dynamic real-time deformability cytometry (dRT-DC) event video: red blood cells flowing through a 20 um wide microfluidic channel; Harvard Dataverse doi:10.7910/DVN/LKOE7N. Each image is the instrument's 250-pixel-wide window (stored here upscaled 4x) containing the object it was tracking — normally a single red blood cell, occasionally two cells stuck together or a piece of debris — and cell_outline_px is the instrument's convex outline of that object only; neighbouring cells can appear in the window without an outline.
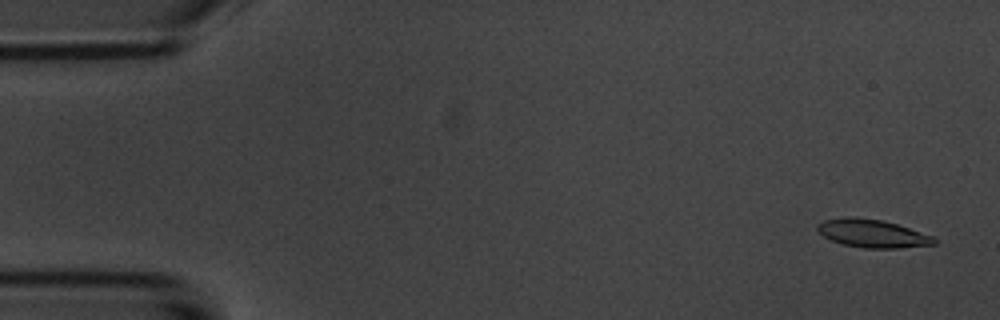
{"species": "common noctule bat (a hibernating species)", "species_latin": "Nyctalus noctula", "temperature_condition": "room temperature", "stored_images_in_passage": 5, "camera_frame_rate_fps": 3000, "um_per_image_px": 0.085, "animal": {"sex": "male", "body_mass_g": 20.1, "forearm_length_mm": 53.5}, "frame": {"image": 1, "passage_image": 1, "time_ms": 0.0, "image_size_px": [1000, 320], "cell_outline_px": [[936, 244], [900, 248], [864, 248], [844, 244], [832, 240], [824, 236], [816, 228], [816, 224], [824, 220], [844, 216], [880, 220], [896, 224], [932, 236], [936, 240]], "centroid_in_image_um": [74.12, 19.84], "position_along_channel_um": 10.9, "area_um2": 18.79}}